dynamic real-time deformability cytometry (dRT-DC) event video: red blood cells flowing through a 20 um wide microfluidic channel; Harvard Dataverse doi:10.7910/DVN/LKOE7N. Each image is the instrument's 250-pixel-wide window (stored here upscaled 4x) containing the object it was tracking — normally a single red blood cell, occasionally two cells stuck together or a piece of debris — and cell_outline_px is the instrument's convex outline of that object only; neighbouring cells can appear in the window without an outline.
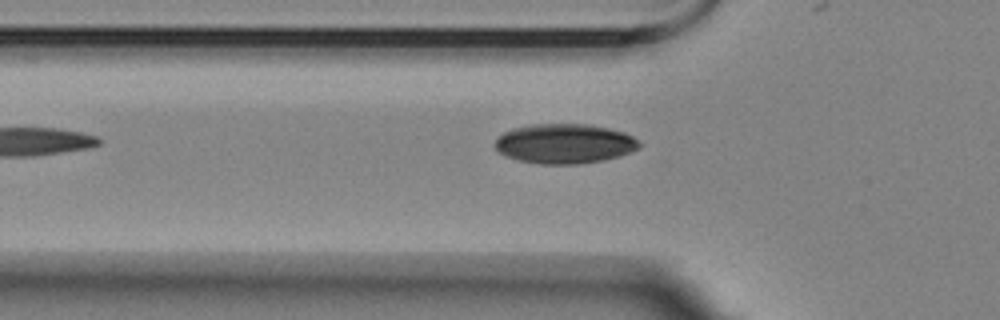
{"species": "Egyptian fruit bat (a non-hibernating species)", "species_latin": "Rousettus aegyptiacus", "temperature_condition": "room temperature", "stored_images_in_passage": 2, "camera_frame_rate_fps": 3000, "um_per_image_px": 0.085, "animal": {"sex": "female"}, "frame": {"image": 1, "passage_image": 2, "time_ms": 1.667, "image_size_px": [1000, 320], "cell_outline_px": [[644, 144], [640, 148], [632, 152], [620, 156], [604, 160], [580, 164], [540, 164], [520, 160], [504, 156], [492, 144], [504, 132], [512, 128], [532, 124], [588, 124], [608, 128], [624, 132], [640, 140]], "centroid_in_image_um": [48.03, 12.21], "position_along_channel_um": 77.8, "area_um2": 33.76}}